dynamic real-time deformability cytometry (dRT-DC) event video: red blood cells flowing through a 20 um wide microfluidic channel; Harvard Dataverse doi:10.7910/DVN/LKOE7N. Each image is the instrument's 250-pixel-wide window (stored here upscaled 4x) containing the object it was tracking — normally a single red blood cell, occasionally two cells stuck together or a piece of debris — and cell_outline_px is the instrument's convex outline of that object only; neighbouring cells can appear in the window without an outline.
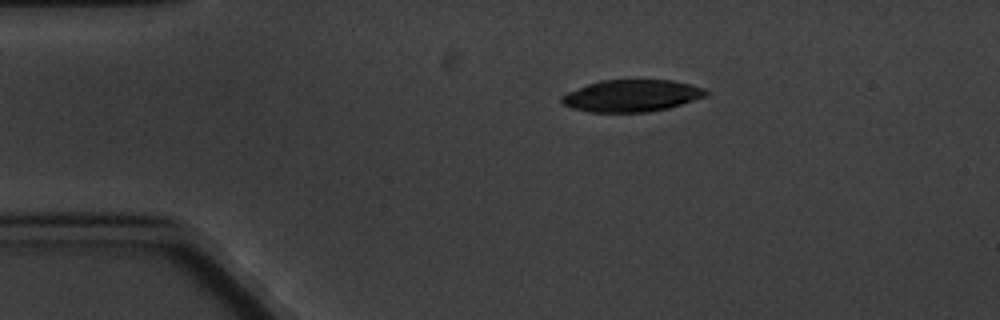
{"species": "common noctule bat (a hibernating species)", "species_latin": "Nyctalus noctula", "temperature_condition": "cold", "stored_images_in_passage": 2, "camera_frame_rate_fps": 3000, "um_per_image_px": 0.085, "animal": {"sex": "male", "body_mass_g": 20.1, "forearm_length_mm": 53.5}, "frame": {"image": 1, "passage_image": 1, "time_ms": 0.0, "image_size_px": [1000, 320], "cell_outline_px": [[708, 96], [668, 108], [648, 112], [588, 112], [572, 108], [564, 104], [560, 100], [560, 96], [568, 92], [588, 84], [600, 80], [672, 80], [704, 88], [708, 92]], "centroid_in_image_um": [53.69, 8.14], "position_along_channel_um": 31.3, "area_um2": 26.82}}